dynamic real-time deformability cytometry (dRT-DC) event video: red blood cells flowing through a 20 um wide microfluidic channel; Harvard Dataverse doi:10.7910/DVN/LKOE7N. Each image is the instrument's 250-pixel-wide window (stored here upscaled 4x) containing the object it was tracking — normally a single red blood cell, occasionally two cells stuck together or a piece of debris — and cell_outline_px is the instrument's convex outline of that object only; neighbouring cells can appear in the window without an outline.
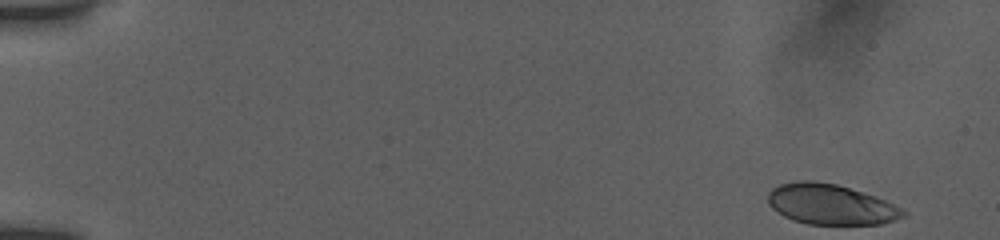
{"species": "human", "species_latin": "Homo sapiens", "temperature_condition": "room temperature", "stored_images_in_passage": 51, "camera_frame_rate_fps": 3000, "um_per_image_px": 0.085, "donor": {"sex": "female"}, "frame": {"image": 1, "passage_image": 1, "time_ms": 0.0, "image_size_px": [1000, 240], "cell_outline_px": [[908, 216], [896, 220], [880, 224], [808, 224], [792, 220], [784, 216], [772, 208], [768, 204], [768, 192], [772, 188], [780, 184], [800, 180], [812, 180], [836, 184], [876, 196], [908, 212]], "centroid_in_image_um": [70.61, 17.37], "position_along_channel_um": 14.4, "area_um2": 31.91}}
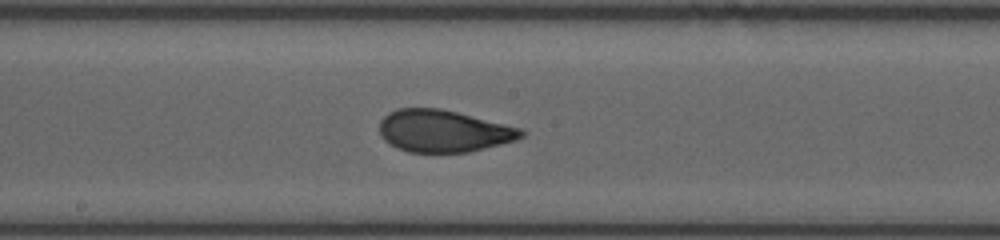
{"frame": {"image": 2, "passage_image": 28, "time_ms": 9.0, "image_size_px": [1000, 240], "cell_outline_px": [[524, 136], [516, 140], [468, 152], [408, 152], [396, 148], [388, 144], [380, 136], [380, 120], [388, 112], [396, 108], [440, 108], [520, 128], [524, 132]], "centroid_in_image_um": [37.63, 11.14], "position_along_channel_um": 210.6, "area_um2": 34.68}}
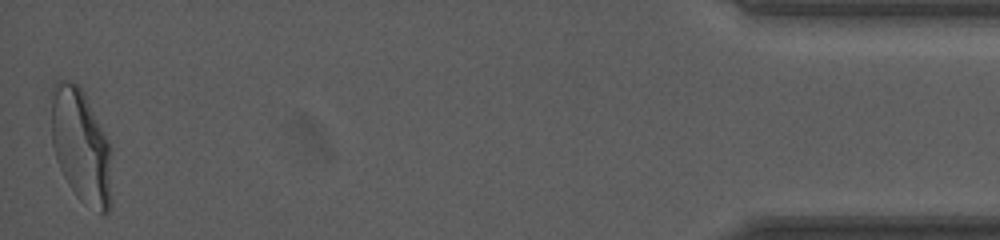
{"frame": {"image": 3, "passage_image": 51, "time_ms": 16.667, "image_size_px": [1000, 240], "cell_outline_px": [[112, 200], [108, 212], [100, 212], [80, 200], [76, 196], [68, 184], [56, 160], [52, 144], [52, 84], [56, 80], [64, 80], [80, 84], [112, 148]], "centroid_in_image_um": [6.91, 12.41], "position_along_channel_um": 428.3, "area_um2": 40.69}, "authors_computed_cell_mechanics": {"area_um2": 34.9112, "velocity_mm_per_s": 3.8826, "shape_relaxation_time_tau1_ms": 5.4103, "shape_relaxation_time_tau2_ms": 0.8027, "deformation_change_tau1": 0.1992, "deformation_change_tau2": 0.0718}}